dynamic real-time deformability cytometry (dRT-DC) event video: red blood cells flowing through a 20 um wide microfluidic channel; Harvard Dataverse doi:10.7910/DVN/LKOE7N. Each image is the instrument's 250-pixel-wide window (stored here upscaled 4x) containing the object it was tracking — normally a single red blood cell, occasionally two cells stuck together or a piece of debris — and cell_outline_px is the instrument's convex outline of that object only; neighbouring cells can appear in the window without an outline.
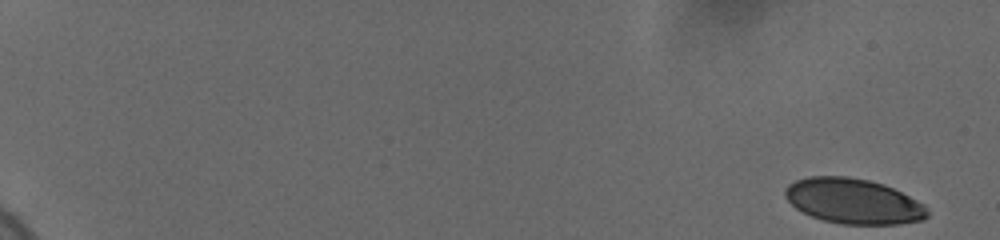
{"species": "human", "species_latin": "Homo sapiens", "temperature_condition": "cold", "stored_images_in_passage": 58, "camera_frame_rate_fps": 3000, "um_per_image_px": 0.085, "donor": {"sex": "female"}, "frame": {"image": 1, "passage_image": 1, "time_ms": 0.0, "image_size_px": [1000, 240], "cell_outline_px": [[928, 216], [924, 220], [900, 224], [840, 224], [824, 220], [812, 216], [796, 208], [784, 196], [784, 188], [788, 184], [796, 180], [808, 176], [848, 176], [868, 180], [884, 184], [924, 204], [928, 212]], "centroid_in_image_um": [72.52, 17.09], "position_along_channel_um": 12.5, "area_um2": 37.45}}
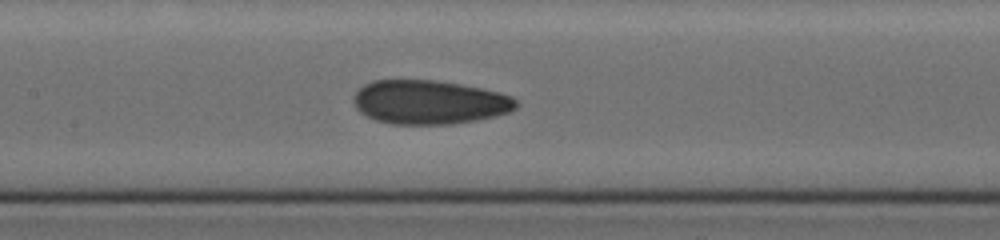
{"frame": {"image": 2, "passage_image": 31, "time_ms": 10.0, "image_size_px": [1000, 240], "cell_outline_px": [[520, 104], [516, 108], [508, 112], [496, 116], [476, 120], [452, 124], [392, 124], [376, 120], [360, 112], [356, 108], [352, 100], [352, 96], [364, 84], [372, 80], [436, 80], [460, 84], [500, 92], [512, 96]], "centroid_in_image_um": [36.5, 8.68], "position_along_channel_um": 170.9, "area_um2": 41.85}}
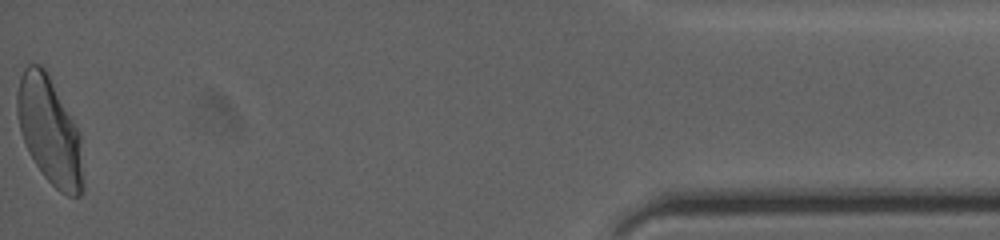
{"frame": {"image": 3, "passage_image": 58, "time_ms": 19.0, "image_size_px": [1000, 240], "cell_outline_px": [[84, 192], [80, 196], [68, 196], [60, 192], [44, 176], [28, 152], [24, 144], [20, 132], [16, 112], [16, 92], [20, 76], [24, 68], [28, 64], [40, 64], [44, 68], [80, 132], [84, 180]], "centroid_in_image_um": [4.21, 11.16], "position_along_channel_um": 431.0, "area_um2": 41.44}, "authors_computed_cell_mechanics": {"area_um2": 40.2866, "velocity_mm_per_s": 3.6575, "shape_relaxation_time_tau1_ms": 10.1872, "shape_relaxation_time_tau2_ms": 1.5162, "deformation_change_tau1": 0.1949, "deformation_change_tau2": 0.0656}}